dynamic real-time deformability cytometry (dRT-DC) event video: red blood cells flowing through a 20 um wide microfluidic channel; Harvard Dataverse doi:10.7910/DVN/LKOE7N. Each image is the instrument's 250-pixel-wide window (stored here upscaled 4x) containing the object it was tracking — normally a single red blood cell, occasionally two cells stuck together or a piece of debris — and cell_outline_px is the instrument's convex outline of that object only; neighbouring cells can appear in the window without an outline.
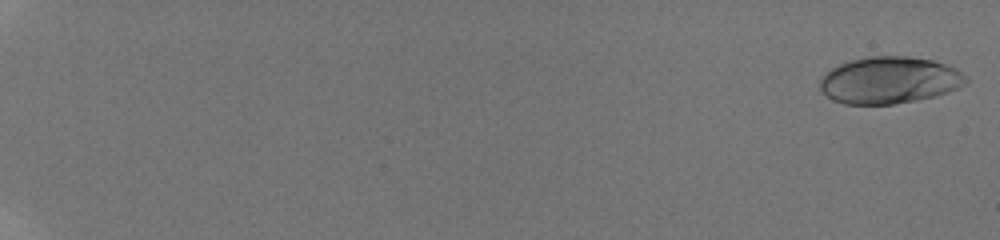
{"species": "human", "species_latin": "Homo sapiens", "temperature_condition": "room temperature", "stored_images_in_passage": 56, "camera_frame_rate_fps": 3000, "um_per_image_px": 0.085, "donor": {"sex": "male"}, "frame": {"image": 1, "passage_image": 1, "time_ms": 0.0, "image_size_px": [1000, 240], "cell_outline_px": [[968, 80], [964, 84], [948, 92], [936, 96], [916, 100], [892, 104], [844, 104], [832, 100], [820, 88], [820, 76], [832, 68], [840, 64], [852, 60], [868, 56], [908, 56], [932, 60], [956, 68]], "centroid_in_image_um": [75.57, 6.82], "position_along_channel_um": 9.4, "area_um2": 39.71}}
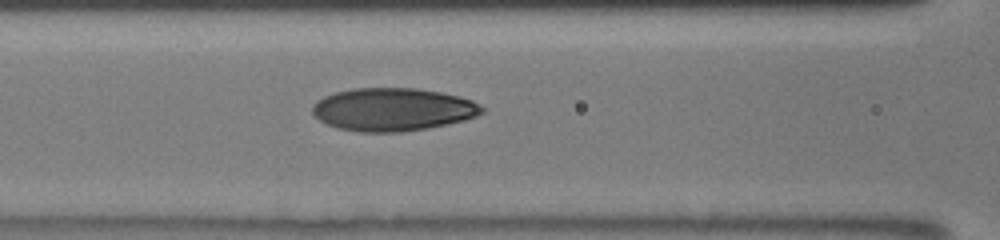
{"frame": {"image": 2, "passage_image": 29, "time_ms": 9.333, "image_size_px": [1000, 240], "cell_outline_px": [[484, 112], [476, 116], [464, 120], [448, 124], [428, 128], [400, 132], [356, 132], [340, 128], [328, 124], [320, 120], [312, 112], [312, 104], [316, 100], [324, 96], [336, 92], [352, 88], [416, 88], [440, 92], [460, 96], [472, 100], [480, 104], [484, 108]], "centroid_in_image_um": [33.4, 9.3], "position_along_channel_um": 133.2, "area_um2": 42.6}}
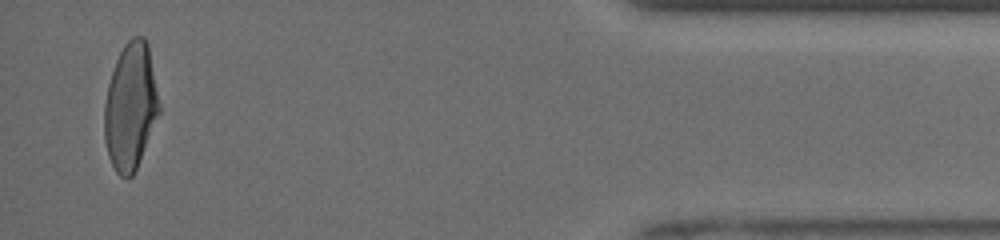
{"frame": {"image": 3, "passage_image": 55, "time_ms": 18.0, "image_size_px": [1000, 240], "cell_outline_px": [[160, 112], [136, 168], [132, 176], [120, 176], [116, 172], [108, 156], [104, 140], [104, 104], [108, 84], [116, 60], [124, 44], [132, 36], [144, 36], [148, 44], [160, 104]], "centroid_in_image_um": [11.09, 9.03], "position_along_channel_um": 424.1, "area_um2": 40.4}, "authors_computed_cell_mechanics": {"area_um2": 40.4889, "velocity_mm_per_s": 3.9638, "shape_relaxation_time_tau1_ms": 4.4763, "shape_relaxation_time_tau2_ms": 1.1554, "deformation_change_tau1": 0.1992, "deformation_change_tau2": 0.0662}}